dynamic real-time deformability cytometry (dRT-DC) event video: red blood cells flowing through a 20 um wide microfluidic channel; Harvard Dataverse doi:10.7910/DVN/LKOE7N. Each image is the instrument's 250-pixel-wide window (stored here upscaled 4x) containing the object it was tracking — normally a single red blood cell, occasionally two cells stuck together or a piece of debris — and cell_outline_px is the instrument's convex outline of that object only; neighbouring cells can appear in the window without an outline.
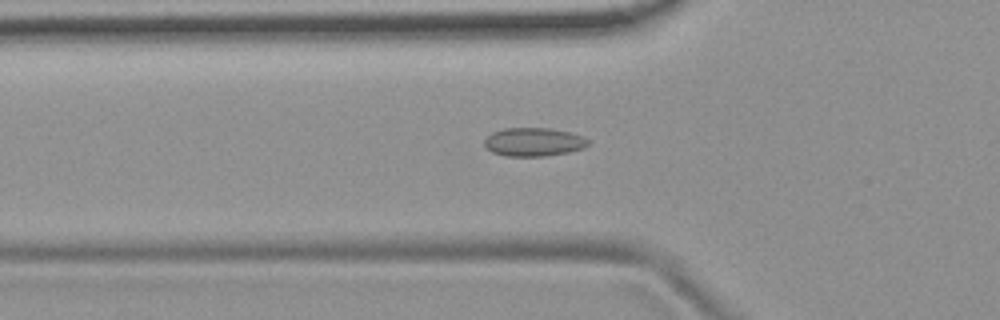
{"species": "common noctule bat (a hibernating species)", "species_latin": "Nyctalus noctula", "temperature_condition": "room temperature", "stored_images_in_passage": 51, "camera_frame_rate_fps": 3000, "um_per_image_px": 0.085, "animal": {"sex": "female", "body_mass_g": 19.9}, "frame": {"image": 1, "passage_image": 17, "time_ms": 5.333, "image_size_px": [1000, 320], "cell_outline_px": [[588, 144], [584, 148], [568, 152], [544, 156], [508, 156], [492, 152], [484, 148], [484, 140], [492, 132], [504, 128], [552, 128], [584, 136], [588, 140]], "centroid_in_image_um": [45.34, 12.06], "position_along_channel_um": 80.5, "area_um2": 17.28}}
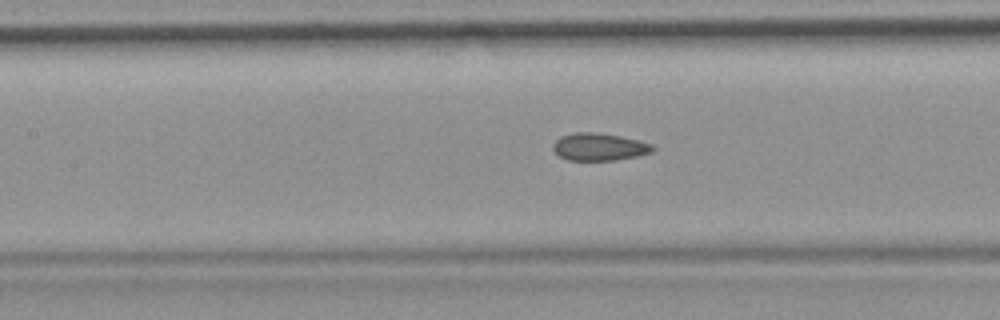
{"frame": {"image": 2, "passage_image": 23, "time_ms": 7.333, "image_size_px": [1000, 320], "cell_outline_px": [[656, 148], [652, 152], [636, 156], [616, 160], [568, 160], [560, 156], [552, 148], [552, 144], [560, 136], [576, 132], [596, 132], [620, 136], [640, 140], [652, 144]], "centroid_in_image_um": [50.94, 12.47], "position_along_channel_um": 156.5, "area_um2": 16.01}}
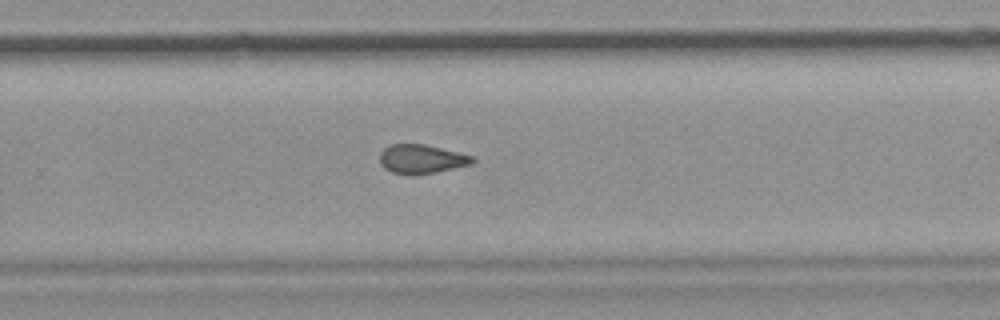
{"frame": {"image": 3, "passage_image": 34, "time_ms": 11.0, "image_size_px": [1000, 320], "cell_outline_px": [[476, 160], [472, 164], [436, 172], [392, 172], [384, 168], [380, 164], [380, 152], [388, 144], [424, 144], [476, 156]], "centroid_in_image_um": [35.87, 13.47], "position_along_channel_um": 293.9, "area_um2": 15.32}}